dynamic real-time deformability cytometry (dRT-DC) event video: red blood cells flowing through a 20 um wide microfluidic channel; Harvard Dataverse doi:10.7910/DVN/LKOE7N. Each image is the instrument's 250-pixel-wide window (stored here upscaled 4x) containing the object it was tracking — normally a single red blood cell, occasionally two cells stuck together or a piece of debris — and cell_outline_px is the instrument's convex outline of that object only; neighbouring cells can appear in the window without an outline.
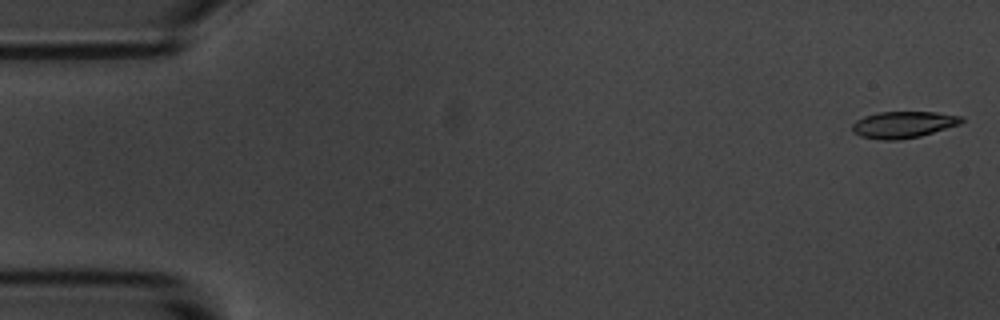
{"species": "common noctule bat (a hibernating species)", "species_latin": "Nyctalus noctula", "temperature_condition": "room temperature", "stored_images_in_passage": 6, "camera_frame_rate_fps": 3000, "um_per_image_px": 0.085, "animal": {"sex": "male", "body_mass_g": 20.1, "forearm_length_mm": 53.5}, "frame": {"image": 1, "passage_image": 1, "time_ms": 0.0, "image_size_px": [1000, 320], "cell_outline_px": [[964, 120], [960, 124], [920, 136], [900, 140], [880, 140], [860, 136], [852, 132], [852, 124], [856, 120], [864, 116], [880, 112], [936, 112], [964, 116]], "centroid_in_image_um": [76.78, 10.59], "position_along_channel_um": 8.2, "area_um2": 17.05}}
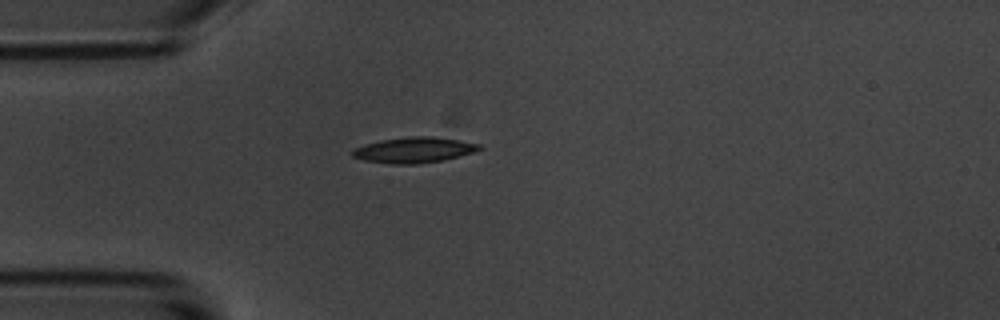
{"frame": {"image": 2, "passage_image": 5, "time_ms": 4.667, "image_size_px": [1000, 320], "cell_outline_px": [[484, 148], [476, 152], [444, 160], [416, 164], [392, 164], [364, 160], [352, 156], [352, 148], [364, 144], [380, 140], [408, 136], [432, 136], [480, 144]], "centroid_in_image_um": [35.19, 12.75], "position_along_channel_um": 49.8, "area_um2": 19.07}}